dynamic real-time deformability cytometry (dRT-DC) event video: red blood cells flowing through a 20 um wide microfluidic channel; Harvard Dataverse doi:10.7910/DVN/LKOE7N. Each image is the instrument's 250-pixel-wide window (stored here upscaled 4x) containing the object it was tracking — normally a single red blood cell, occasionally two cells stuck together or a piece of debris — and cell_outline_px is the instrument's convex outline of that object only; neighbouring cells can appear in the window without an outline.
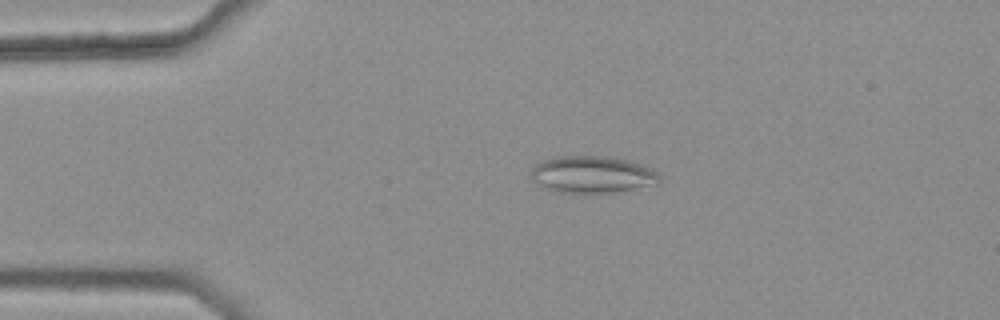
{"species": "common noctule bat (a hibernating species)", "species_latin": "Nyctalus noctula", "temperature_condition": "warm", "stored_images_in_passage": 46, "camera_frame_rate_fps": 3000, "um_per_image_px": 0.085, "animal": {"sex": "female", "body_mass_g": 25.1}, "frame": {"image": 1, "passage_image": 11, "time_ms": 3.333, "image_size_px": [1000, 320], "cell_outline_px": [[660, 180], [656, 184], [616, 192], [556, 192], [544, 188], [536, 184], [532, 180], [532, 168], [536, 164], [544, 160], [556, 156], [604, 156], [628, 160], [652, 168], [660, 172]], "centroid_in_image_um": [50.35, 14.83], "position_along_channel_um": 34.7, "area_um2": 27.69}}
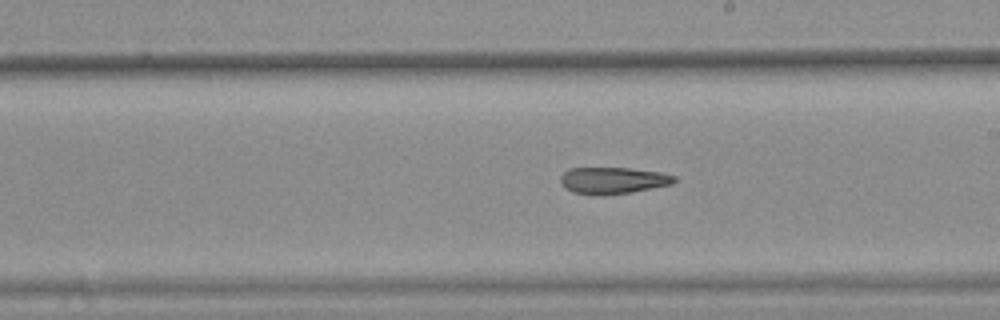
{"frame": {"image": 2, "passage_image": 30, "time_ms": 9.667, "image_size_px": [1000, 320], "cell_outline_px": [[676, 180], [672, 184], [632, 192], [600, 196], [592, 196], [572, 192], [564, 188], [560, 180], [560, 176], [568, 168], [632, 168], [660, 172], [676, 176]], "centroid_in_image_um": [52.07, 15.35], "position_along_channel_um": 236.9, "area_um2": 17.98}}
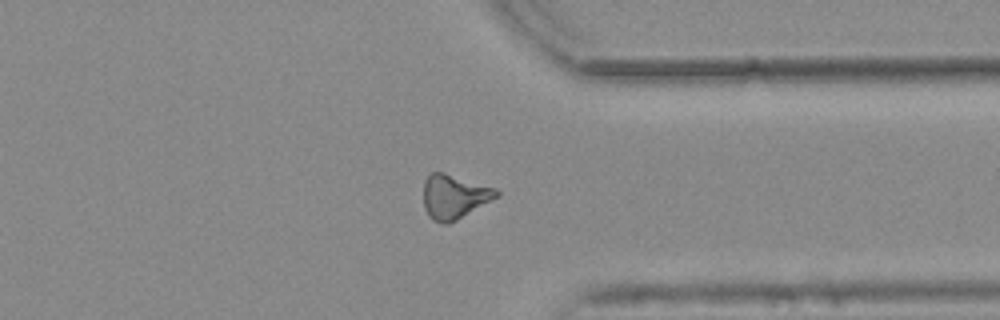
{"frame": {"image": 3, "passage_image": 41, "time_ms": 13.333, "image_size_px": [1000, 320], "cell_outline_px": [[500, 192], [496, 196], [456, 220], [448, 224], [440, 224], [432, 220], [428, 216], [424, 208], [424, 180], [432, 172], [444, 172], [496, 188]], "centroid_in_image_um": [38.55, 16.71], "position_along_channel_um": 372.9, "area_um2": 18.55}}